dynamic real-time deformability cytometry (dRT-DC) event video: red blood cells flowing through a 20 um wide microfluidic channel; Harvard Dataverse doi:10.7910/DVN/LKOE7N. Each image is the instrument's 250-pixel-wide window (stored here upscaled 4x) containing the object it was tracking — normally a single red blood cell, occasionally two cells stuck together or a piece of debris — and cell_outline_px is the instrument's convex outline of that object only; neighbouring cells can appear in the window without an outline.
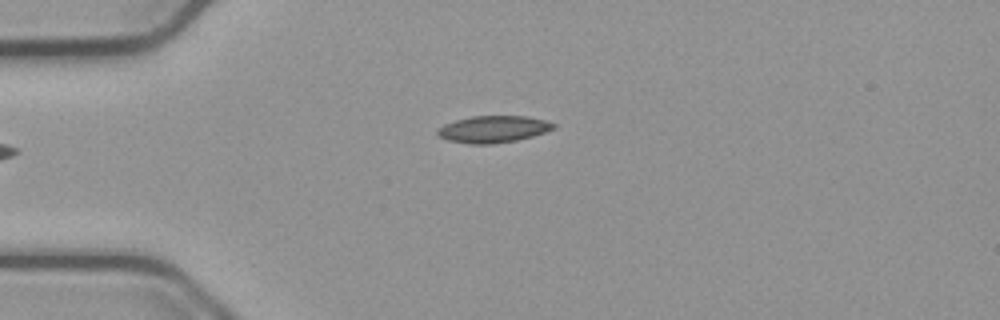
{"species": "common noctule bat (a hibernating species)", "species_latin": "Nyctalus noctula", "temperature_condition": "cold", "stored_images_in_passage": 36, "camera_frame_rate_fps": 3000, "um_per_image_px": 0.085, "animal": {"sex": "male", "body_mass_g": 23.1, "forearm_length_mm": 52.7}, "frame": {"image": 1, "passage_image": 1, "time_ms": 0.0, "image_size_px": [1000, 320], "cell_outline_px": [[556, 128], [532, 136], [516, 140], [492, 144], [468, 144], [448, 140], [440, 136], [436, 132], [444, 124], [456, 120], [472, 116], [528, 116], [544, 120], [556, 124]], "centroid_in_image_um": [41.94, 10.98], "position_along_channel_um": 43.1, "area_um2": 18.03}}
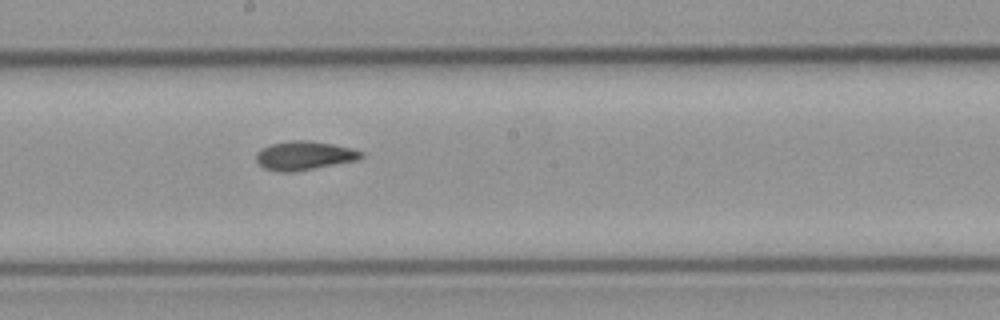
{"frame": {"image": 2, "passage_image": 17, "time_ms": 5.333, "image_size_px": [1000, 320], "cell_outline_px": [[364, 156], [356, 160], [296, 172], [280, 172], [264, 168], [256, 160], [256, 152], [260, 148], [272, 144], [292, 140], [308, 140], [332, 144], [352, 148], [364, 152]], "centroid_in_image_um": [25.85, 13.22], "position_along_channel_um": 222.3, "area_um2": 17.69}}
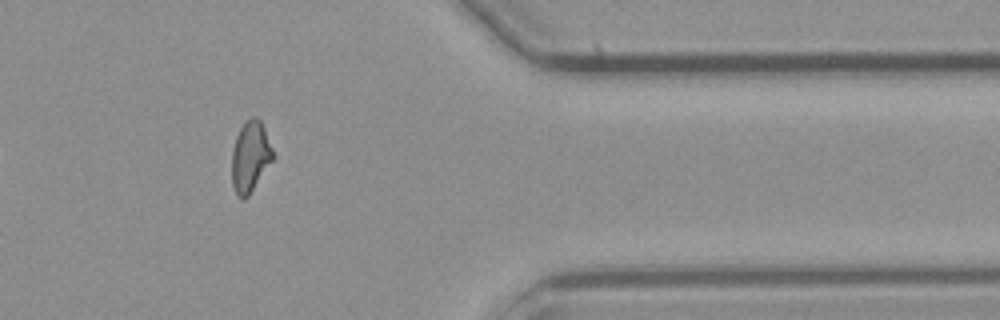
{"frame": {"image": 3, "passage_image": 32, "time_ms": 10.333, "image_size_px": [1000, 320], "cell_outline_px": [[276, 156], [248, 196], [244, 200], [236, 196], [232, 184], [232, 148], [236, 136], [240, 128], [252, 116], [256, 116], [260, 120], [264, 128]], "centroid_in_image_um": [21.28, 13.34], "position_along_channel_um": 390.1, "area_um2": 17.11}, "authors_computed_cell_mechanics": {"area_um2": 17.2244, "velocity_mm_per_s": 3.7766, "shape_relaxation_time_tau1_ms": 9.6912, "shape_relaxation_time_tau2_ms": 3.3006, "deformation_change_tau1": 0.1963, "deformation_change_tau2": 0.0869}}